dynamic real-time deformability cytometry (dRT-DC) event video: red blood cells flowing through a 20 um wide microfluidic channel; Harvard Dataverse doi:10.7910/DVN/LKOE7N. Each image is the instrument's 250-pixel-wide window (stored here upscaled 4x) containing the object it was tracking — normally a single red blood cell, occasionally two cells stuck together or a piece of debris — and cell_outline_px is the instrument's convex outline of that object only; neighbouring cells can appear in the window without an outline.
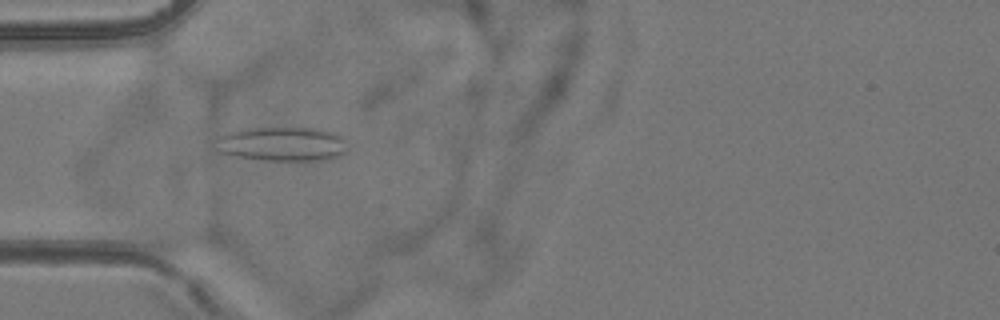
{"species": "common noctule bat (a hibernating species)", "species_latin": "Nyctalus noctula", "temperature_condition": "room temperature", "stored_images_in_passage": 7, "camera_frame_rate_fps": 3000, "um_per_image_px": 0.085, "animal": {"sex": "female", "body_mass_g": 24.6, "forearm_length_mm": 56.2}, "frame": {"image": 1, "passage_image": 5, "time_ms": 4.333, "image_size_px": [1000, 320], "cell_outline_px": [[348, 152], [336, 156], [316, 160], [264, 160], [240, 156], [220, 152], [216, 148], [220, 136], [228, 132], [240, 128], [316, 128], [336, 132], [340, 136]], "centroid_in_image_um": [23.99, 12.22], "position_along_channel_um": 61.0, "area_um2": 25.89}}
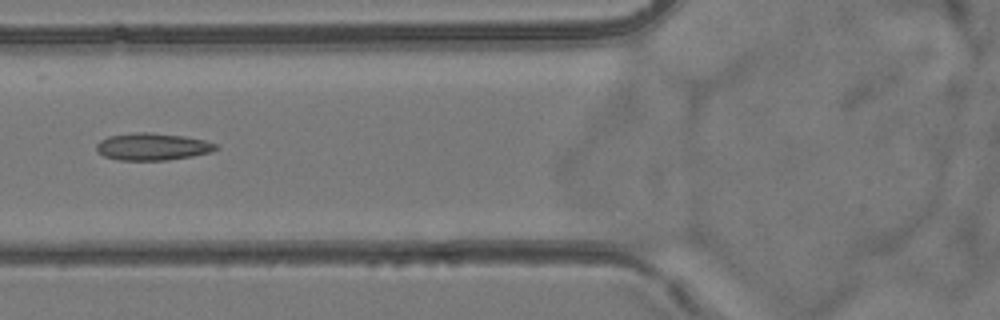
{"frame": {"image": 2, "passage_image": 6, "time_ms": 5.667, "image_size_px": [1000, 320], "cell_outline_px": [[220, 148], [212, 152], [192, 156], [168, 160], [120, 160], [104, 156], [96, 148], [96, 144], [100, 140], [108, 136], [132, 132], [148, 132], [184, 136], [204, 140], [220, 144]], "centroid_in_image_um": [13.01, 12.46], "position_along_channel_um": 112.8, "area_um2": 19.07}}
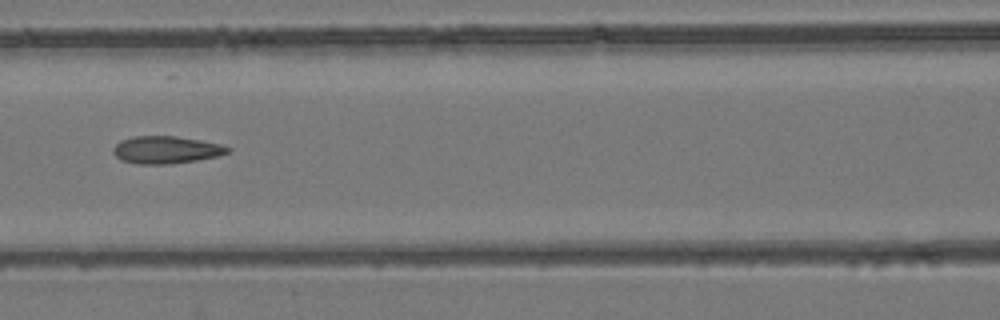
{"frame": {"image": 3, "passage_image": 7, "time_ms": 6.667, "image_size_px": [1000, 320], "cell_outline_px": [[232, 152], [216, 156], [196, 160], [168, 164], [140, 164], [120, 160], [112, 152], [112, 148], [120, 140], [132, 136], [176, 136], [200, 140], [220, 144], [232, 148]], "centroid_in_image_um": [14.11, 12.73], "position_along_channel_um": 152.5, "area_um2": 18.38}}